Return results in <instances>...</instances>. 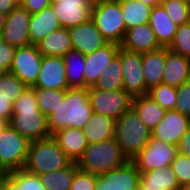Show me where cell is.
<instances>
[{
	"mask_svg": "<svg viewBox=\"0 0 190 190\" xmlns=\"http://www.w3.org/2000/svg\"><path fill=\"white\" fill-rule=\"evenodd\" d=\"M9 126L30 142L51 137L47 117L39 109L32 87L25 89L22 95L14 101Z\"/></svg>",
	"mask_w": 190,
	"mask_h": 190,
	"instance_id": "obj_1",
	"label": "cell"
},
{
	"mask_svg": "<svg viewBox=\"0 0 190 190\" xmlns=\"http://www.w3.org/2000/svg\"><path fill=\"white\" fill-rule=\"evenodd\" d=\"M92 114L88 88H69L65 90L64 101H60L55 112L47 117L48 130L52 136L67 127L83 129Z\"/></svg>",
	"mask_w": 190,
	"mask_h": 190,
	"instance_id": "obj_2",
	"label": "cell"
},
{
	"mask_svg": "<svg viewBox=\"0 0 190 190\" xmlns=\"http://www.w3.org/2000/svg\"><path fill=\"white\" fill-rule=\"evenodd\" d=\"M128 159L121 152L115 138L88 144L83 155L76 162L78 169L101 175L124 165Z\"/></svg>",
	"mask_w": 190,
	"mask_h": 190,
	"instance_id": "obj_3",
	"label": "cell"
},
{
	"mask_svg": "<svg viewBox=\"0 0 190 190\" xmlns=\"http://www.w3.org/2000/svg\"><path fill=\"white\" fill-rule=\"evenodd\" d=\"M114 138L123 155L128 161H132L149 143L151 130L131 108L116 120Z\"/></svg>",
	"mask_w": 190,
	"mask_h": 190,
	"instance_id": "obj_4",
	"label": "cell"
},
{
	"mask_svg": "<svg viewBox=\"0 0 190 190\" xmlns=\"http://www.w3.org/2000/svg\"><path fill=\"white\" fill-rule=\"evenodd\" d=\"M72 163L71 159L60 149L51 136L30 142L27 160L23 169L41 175L50 171L64 169Z\"/></svg>",
	"mask_w": 190,
	"mask_h": 190,
	"instance_id": "obj_5",
	"label": "cell"
},
{
	"mask_svg": "<svg viewBox=\"0 0 190 190\" xmlns=\"http://www.w3.org/2000/svg\"><path fill=\"white\" fill-rule=\"evenodd\" d=\"M91 20L108 42L122 43L126 25L119 0H104L92 5Z\"/></svg>",
	"mask_w": 190,
	"mask_h": 190,
	"instance_id": "obj_6",
	"label": "cell"
},
{
	"mask_svg": "<svg viewBox=\"0 0 190 190\" xmlns=\"http://www.w3.org/2000/svg\"><path fill=\"white\" fill-rule=\"evenodd\" d=\"M30 141L11 126L0 132V171L10 173L24 168Z\"/></svg>",
	"mask_w": 190,
	"mask_h": 190,
	"instance_id": "obj_7",
	"label": "cell"
},
{
	"mask_svg": "<svg viewBox=\"0 0 190 190\" xmlns=\"http://www.w3.org/2000/svg\"><path fill=\"white\" fill-rule=\"evenodd\" d=\"M88 95L93 113L115 120L132 108L133 97L124 89L104 91L88 87Z\"/></svg>",
	"mask_w": 190,
	"mask_h": 190,
	"instance_id": "obj_8",
	"label": "cell"
},
{
	"mask_svg": "<svg viewBox=\"0 0 190 190\" xmlns=\"http://www.w3.org/2000/svg\"><path fill=\"white\" fill-rule=\"evenodd\" d=\"M178 153L177 146L150 138L132 162L142 172L170 166Z\"/></svg>",
	"mask_w": 190,
	"mask_h": 190,
	"instance_id": "obj_9",
	"label": "cell"
},
{
	"mask_svg": "<svg viewBox=\"0 0 190 190\" xmlns=\"http://www.w3.org/2000/svg\"><path fill=\"white\" fill-rule=\"evenodd\" d=\"M42 60L43 55L37 45L18 47L8 72L17 76L27 87H32L40 72Z\"/></svg>",
	"mask_w": 190,
	"mask_h": 190,
	"instance_id": "obj_10",
	"label": "cell"
},
{
	"mask_svg": "<svg viewBox=\"0 0 190 190\" xmlns=\"http://www.w3.org/2000/svg\"><path fill=\"white\" fill-rule=\"evenodd\" d=\"M123 72V89L132 97L147 95L142 68V53L119 48Z\"/></svg>",
	"mask_w": 190,
	"mask_h": 190,
	"instance_id": "obj_11",
	"label": "cell"
},
{
	"mask_svg": "<svg viewBox=\"0 0 190 190\" xmlns=\"http://www.w3.org/2000/svg\"><path fill=\"white\" fill-rule=\"evenodd\" d=\"M140 171L132 161L101 175H95L94 190H138Z\"/></svg>",
	"mask_w": 190,
	"mask_h": 190,
	"instance_id": "obj_12",
	"label": "cell"
},
{
	"mask_svg": "<svg viewBox=\"0 0 190 190\" xmlns=\"http://www.w3.org/2000/svg\"><path fill=\"white\" fill-rule=\"evenodd\" d=\"M30 18L31 14L19 4L6 15L0 37L16 48L30 45Z\"/></svg>",
	"mask_w": 190,
	"mask_h": 190,
	"instance_id": "obj_13",
	"label": "cell"
},
{
	"mask_svg": "<svg viewBox=\"0 0 190 190\" xmlns=\"http://www.w3.org/2000/svg\"><path fill=\"white\" fill-rule=\"evenodd\" d=\"M190 128V117L167 110L164 118L151 131V138L178 146L183 134Z\"/></svg>",
	"mask_w": 190,
	"mask_h": 190,
	"instance_id": "obj_14",
	"label": "cell"
},
{
	"mask_svg": "<svg viewBox=\"0 0 190 190\" xmlns=\"http://www.w3.org/2000/svg\"><path fill=\"white\" fill-rule=\"evenodd\" d=\"M32 87L54 90L69 89L63 57L43 56L40 72Z\"/></svg>",
	"mask_w": 190,
	"mask_h": 190,
	"instance_id": "obj_15",
	"label": "cell"
},
{
	"mask_svg": "<svg viewBox=\"0 0 190 190\" xmlns=\"http://www.w3.org/2000/svg\"><path fill=\"white\" fill-rule=\"evenodd\" d=\"M68 31L72 50L79 51L83 55L90 54L108 43L91 19L69 28Z\"/></svg>",
	"mask_w": 190,
	"mask_h": 190,
	"instance_id": "obj_16",
	"label": "cell"
},
{
	"mask_svg": "<svg viewBox=\"0 0 190 190\" xmlns=\"http://www.w3.org/2000/svg\"><path fill=\"white\" fill-rule=\"evenodd\" d=\"M51 5L64 28L69 29L91 19L92 5L87 0H58Z\"/></svg>",
	"mask_w": 190,
	"mask_h": 190,
	"instance_id": "obj_17",
	"label": "cell"
},
{
	"mask_svg": "<svg viewBox=\"0 0 190 190\" xmlns=\"http://www.w3.org/2000/svg\"><path fill=\"white\" fill-rule=\"evenodd\" d=\"M119 48V44L108 42L103 47L85 55V88L92 87L95 84L101 72L105 70L111 60L117 55Z\"/></svg>",
	"mask_w": 190,
	"mask_h": 190,
	"instance_id": "obj_18",
	"label": "cell"
},
{
	"mask_svg": "<svg viewBox=\"0 0 190 190\" xmlns=\"http://www.w3.org/2000/svg\"><path fill=\"white\" fill-rule=\"evenodd\" d=\"M120 47L133 52L154 51L162 46L155 37V33L149 24H141L126 30Z\"/></svg>",
	"mask_w": 190,
	"mask_h": 190,
	"instance_id": "obj_19",
	"label": "cell"
},
{
	"mask_svg": "<svg viewBox=\"0 0 190 190\" xmlns=\"http://www.w3.org/2000/svg\"><path fill=\"white\" fill-rule=\"evenodd\" d=\"M190 80V59L165 47V67L162 83L178 88Z\"/></svg>",
	"mask_w": 190,
	"mask_h": 190,
	"instance_id": "obj_20",
	"label": "cell"
},
{
	"mask_svg": "<svg viewBox=\"0 0 190 190\" xmlns=\"http://www.w3.org/2000/svg\"><path fill=\"white\" fill-rule=\"evenodd\" d=\"M61 27L52 5L40 12L31 14L29 23L30 44L37 45L46 35L55 32Z\"/></svg>",
	"mask_w": 190,
	"mask_h": 190,
	"instance_id": "obj_21",
	"label": "cell"
},
{
	"mask_svg": "<svg viewBox=\"0 0 190 190\" xmlns=\"http://www.w3.org/2000/svg\"><path fill=\"white\" fill-rule=\"evenodd\" d=\"M52 137L57 141L60 149L71 159L77 162L88 146L82 129L67 127L54 133Z\"/></svg>",
	"mask_w": 190,
	"mask_h": 190,
	"instance_id": "obj_22",
	"label": "cell"
},
{
	"mask_svg": "<svg viewBox=\"0 0 190 190\" xmlns=\"http://www.w3.org/2000/svg\"><path fill=\"white\" fill-rule=\"evenodd\" d=\"M180 188L170 166L142 172L140 175L138 190H180Z\"/></svg>",
	"mask_w": 190,
	"mask_h": 190,
	"instance_id": "obj_23",
	"label": "cell"
},
{
	"mask_svg": "<svg viewBox=\"0 0 190 190\" xmlns=\"http://www.w3.org/2000/svg\"><path fill=\"white\" fill-rule=\"evenodd\" d=\"M149 25L162 47H168L171 44L178 28L161 4L152 8Z\"/></svg>",
	"mask_w": 190,
	"mask_h": 190,
	"instance_id": "obj_24",
	"label": "cell"
},
{
	"mask_svg": "<svg viewBox=\"0 0 190 190\" xmlns=\"http://www.w3.org/2000/svg\"><path fill=\"white\" fill-rule=\"evenodd\" d=\"M165 67V47L142 53V68L145 87L149 91L152 87L162 83Z\"/></svg>",
	"mask_w": 190,
	"mask_h": 190,
	"instance_id": "obj_25",
	"label": "cell"
},
{
	"mask_svg": "<svg viewBox=\"0 0 190 190\" xmlns=\"http://www.w3.org/2000/svg\"><path fill=\"white\" fill-rule=\"evenodd\" d=\"M116 120L93 113L90 121L83 127L82 132L87 139L88 144L98 143L114 138Z\"/></svg>",
	"mask_w": 190,
	"mask_h": 190,
	"instance_id": "obj_26",
	"label": "cell"
},
{
	"mask_svg": "<svg viewBox=\"0 0 190 190\" xmlns=\"http://www.w3.org/2000/svg\"><path fill=\"white\" fill-rule=\"evenodd\" d=\"M132 109L139 119L152 131L164 118L166 110L163 109L148 94L133 97Z\"/></svg>",
	"mask_w": 190,
	"mask_h": 190,
	"instance_id": "obj_27",
	"label": "cell"
},
{
	"mask_svg": "<svg viewBox=\"0 0 190 190\" xmlns=\"http://www.w3.org/2000/svg\"><path fill=\"white\" fill-rule=\"evenodd\" d=\"M38 50L43 56H64L72 50L70 34L67 28L61 27L46 35L38 44Z\"/></svg>",
	"mask_w": 190,
	"mask_h": 190,
	"instance_id": "obj_28",
	"label": "cell"
},
{
	"mask_svg": "<svg viewBox=\"0 0 190 190\" xmlns=\"http://www.w3.org/2000/svg\"><path fill=\"white\" fill-rule=\"evenodd\" d=\"M126 30L141 24H149L151 6L140 0H119Z\"/></svg>",
	"mask_w": 190,
	"mask_h": 190,
	"instance_id": "obj_29",
	"label": "cell"
},
{
	"mask_svg": "<svg viewBox=\"0 0 190 190\" xmlns=\"http://www.w3.org/2000/svg\"><path fill=\"white\" fill-rule=\"evenodd\" d=\"M63 60L69 88H85V55L79 51L70 50L63 56Z\"/></svg>",
	"mask_w": 190,
	"mask_h": 190,
	"instance_id": "obj_30",
	"label": "cell"
},
{
	"mask_svg": "<svg viewBox=\"0 0 190 190\" xmlns=\"http://www.w3.org/2000/svg\"><path fill=\"white\" fill-rule=\"evenodd\" d=\"M92 88L104 91L123 89L122 64L118 55H116L105 70L101 72V75Z\"/></svg>",
	"mask_w": 190,
	"mask_h": 190,
	"instance_id": "obj_31",
	"label": "cell"
},
{
	"mask_svg": "<svg viewBox=\"0 0 190 190\" xmlns=\"http://www.w3.org/2000/svg\"><path fill=\"white\" fill-rule=\"evenodd\" d=\"M77 169V163L72 162L64 169L50 171L38 176L46 190H69Z\"/></svg>",
	"mask_w": 190,
	"mask_h": 190,
	"instance_id": "obj_32",
	"label": "cell"
},
{
	"mask_svg": "<svg viewBox=\"0 0 190 190\" xmlns=\"http://www.w3.org/2000/svg\"><path fill=\"white\" fill-rule=\"evenodd\" d=\"M36 94V100L41 112L48 117L53 114L65 99V90L43 89L40 87H32Z\"/></svg>",
	"mask_w": 190,
	"mask_h": 190,
	"instance_id": "obj_33",
	"label": "cell"
},
{
	"mask_svg": "<svg viewBox=\"0 0 190 190\" xmlns=\"http://www.w3.org/2000/svg\"><path fill=\"white\" fill-rule=\"evenodd\" d=\"M28 87L14 74L5 72L0 75V100L14 103Z\"/></svg>",
	"mask_w": 190,
	"mask_h": 190,
	"instance_id": "obj_34",
	"label": "cell"
},
{
	"mask_svg": "<svg viewBox=\"0 0 190 190\" xmlns=\"http://www.w3.org/2000/svg\"><path fill=\"white\" fill-rule=\"evenodd\" d=\"M148 95L166 111L175 109L177 88L161 83L152 87Z\"/></svg>",
	"mask_w": 190,
	"mask_h": 190,
	"instance_id": "obj_35",
	"label": "cell"
},
{
	"mask_svg": "<svg viewBox=\"0 0 190 190\" xmlns=\"http://www.w3.org/2000/svg\"><path fill=\"white\" fill-rule=\"evenodd\" d=\"M161 5L178 26L190 22V3L180 0H162Z\"/></svg>",
	"mask_w": 190,
	"mask_h": 190,
	"instance_id": "obj_36",
	"label": "cell"
},
{
	"mask_svg": "<svg viewBox=\"0 0 190 190\" xmlns=\"http://www.w3.org/2000/svg\"><path fill=\"white\" fill-rule=\"evenodd\" d=\"M167 48L190 59V22L178 26L174 39Z\"/></svg>",
	"mask_w": 190,
	"mask_h": 190,
	"instance_id": "obj_37",
	"label": "cell"
},
{
	"mask_svg": "<svg viewBox=\"0 0 190 190\" xmlns=\"http://www.w3.org/2000/svg\"><path fill=\"white\" fill-rule=\"evenodd\" d=\"M170 167L175 173L180 186L190 183V158L189 157L177 153Z\"/></svg>",
	"mask_w": 190,
	"mask_h": 190,
	"instance_id": "obj_38",
	"label": "cell"
},
{
	"mask_svg": "<svg viewBox=\"0 0 190 190\" xmlns=\"http://www.w3.org/2000/svg\"><path fill=\"white\" fill-rule=\"evenodd\" d=\"M175 110L190 117V80L177 88Z\"/></svg>",
	"mask_w": 190,
	"mask_h": 190,
	"instance_id": "obj_39",
	"label": "cell"
},
{
	"mask_svg": "<svg viewBox=\"0 0 190 190\" xmlns=\"http://www.w3.org/2000/svg\"><path fill=\"white\" fill-rule=\"evenodd\" d=\"M95 175L77 169L69 190H94Z\"/></svg>",
	"mask_w": 190,
	"mask_h": 190,
	"instance_id": "obj_40",
	"label": "cell"
},
{
	"mask_svg": "<svg viewBox=\"0 0 190 190\" xmlns=\"http://www.w3.org/2000/svg\"><path fill=\"white\" fill-rule=\"evenodd\" d=\"M16 51V47L8 44L0 37V75L8 72Z\"/></svg>",
	"mask_w": 190,
	"mask_h": 190,
	"instance_id": "obj_41",
	"label": "cell"
},
{
	"mask_svg": "<svg viewBox=\"0 0 190 190\" xmlns=\"http://www.w3.org/2000/svg\"><path fill=\"white\" fill-rule=\"evenodd\" d=\"M5 190H26V170L22 168L6 173Z\"/></svg>",
	"mask_w": 190,
	"mask_h": 190,
	"instance_id": "obj_42",
	"label": "cell"
},
{
	"mask_svg": "<svg viewBox=\"0 0 190 190\" xmlns=\"http://www.w3.org/2000/svg\"><path fill=\"white\" fill-rule=\"evenodd\" d=\"M19 4L30 14L37 13L51 5L50 0H20Z\"/></svg>",
	"mask_w": 190,
	"mask_h": 190,
	"instance_id": "obj_43",
	"label": "cell"
},
{
	"mask_svg": "<svg viewBox=\"0 0 190 190\" xmlns=\"http://www.w3.org/2000/svg\"><path fill=\"white\" fill-rule=\"evenodd\" d=\"M26 190H46V188L38 175L26 171Z\"/></svg>",
	"mask_w": 190,
	"mask_h": 190,
	"instance_id": "obj_44",
	"label": "cell"
},
{
	"mask_svg": "<svg viewBox=\"0 0 190 190\" xmlns=\"http://www.w3.org/2000/svg\"><path fill=\"white\" fill-rule=\"evenodd\" d=\"M177 150L179 154L190 158V128L183 134Z\"/></svg>",
	"mask_w": 190,
	"mask_h": 190,
	"instance_id": "obj_45",
	"label": "cell"
},
{
	"mask_svg": "<svg viewBox=\"0 0 190 190\" xmlns=\"http://www.w3.org/2000/svg\"><path fill=\"white\" fill-rule=\"evenodd\" d=\"M13 114V103L0 100V118L10 122Z\"/></svg>",
	"mask_w": 190,
	"mask_h": 190,
	"instance_id": "obj_46",
	"label": "cell"
},
{
	"mask_svg": "<svg viewBox=\"0 0 190 190\" xmlns=\"http://www.w3.org/2000/svg\"><path fill=\"white\" fill-rule=\"evenodd\" d=\"M19 5V0H0V12L8 14Z\"/></svg>",
	"mask_w": 190,
	"mask_h": 190,
	"instance_id": "obj_47",
	"label": "cell"
},
{
	"mask_svg": "<svg viewBox=\"0 0 190 190\" xmlns=\"http://www.w3.org/2000/svg\"><path fill=\"white\" fill-rule=\"evenodd\" d=\"M140 1L153 8L154 6L160 5L162 0H140Z\"/></svg>",
	"mask_w": 190,
	"mask_h": 190,
	"instance_id": "obj_48",
	"label": "cell"
},
{
	"mask_svg": "<svg viewBox=\"0 0 190 190\" xmlns=\"http://www.w3.org/2000/svg\"><path fill=\"white\" fill-rule=\"evenodd\" d=\"M6 173L0 171V190H5Z\"/></svg>",
	"mask_w": 190,
	"mask_h": 190,
	"instance_id": "obj_49",
	"label": "cell"
},
{
	"mask_svg": "<svg viewBox=\"0 0 190 190\" xmlns=\"http://www.w3.org/2000/svg\"><path fill=\"white\" fill-rule=\"evenodd\" d=\"M9 126V122L5 119L0 118V132Z\"/></svg>",
	"mask_w": 190,
	"mask_h": 190,
	"instance_id": "obj_50",
	"label": "cell"
},
{
	"mask_svg": "<svg viewBox=\"0 0 190 190\" xmlns=\"http://www.w3.org/2000/svg\"><path fill=\"white\" fill-rule=\"evenodd\" d=\"M5 20H6V14L0 12V32L2 31Z\"/></svg>",
	"mask_w": 190,
	"mask_h": 190,
	"instance_id": "obj_51",
	"label": "cell"
},
{
	"mask_svg": "<svg viewBox=\"0 0 190 190\" xmlns=\"http://www.w3.org/2000/svg\"><path fill=\"white\" fill-rule=\"evenodd\" d=\"M91 5L99 4L100 2H103L104 0H87Z\"/></svg>",
	"mask_w": 190,
	"mask_h": 190,
	"instance_id": "obj_52",
	"label": "cell"
},
{
	"mask_svg": "<svg viewBox=\"0 0 190 190\" xmlns=\"http://www.w3.org/2000/svg\"><path fill=\"white\" fill-rule=\"evenodd\" d=\"M180 190H190V183L181 186Z\"/></svg>",
	"mask_w": 190,
	"mask_h": 190,
	"instance_id": "obj_53",
	"label": "cell"
},
{
	"mask_svg": "<svg viewBox=\"0 0 190 190\" xmlns=\"http://www.w3.org/2000/svg\"><path fill=\"white\" fill-rule=\"evenodd\" d=\"M51 1V3H57L58 2V0H50Z\"/></svg>",
	"mask_w": 190,
	"mask_h": 190,
	"instance_id": "obj_54",
	"label": "cell"
},
{
	"mask_svg": "<svg viewBox=\"0 0 190 190\" xmlns=\"http://www.w3.org/2000/svg\"><path fill=\"white\" fill-rule=\"evenodd\" d=\"M180 1H185V2H188V3H190V0H180Z\"/></svg>",
	"mask_w": 190,
	"mask_h": 190,
	"instance_id": "obj_55",
	"label": "cell"
}]
</instances>
